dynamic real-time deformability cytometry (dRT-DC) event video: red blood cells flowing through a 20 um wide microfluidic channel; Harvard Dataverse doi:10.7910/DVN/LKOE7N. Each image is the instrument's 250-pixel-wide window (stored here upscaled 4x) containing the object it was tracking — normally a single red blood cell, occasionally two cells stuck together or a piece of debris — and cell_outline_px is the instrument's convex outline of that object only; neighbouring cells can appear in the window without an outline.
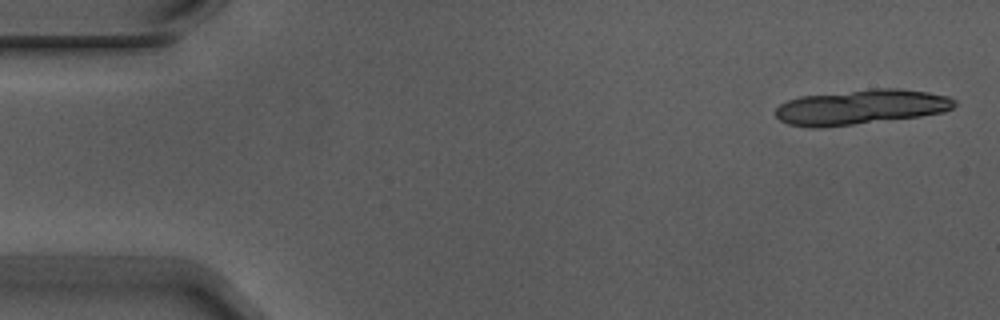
{"species": "Egyptian fruit bat (a non-hibernating species)", "species_latin": "Rousettus aegyptiacus", "temperature_condition": "warm", "stored_images_in_passage": 3, "camera_frame_rate_fps": 3000, "um_per_image_px": 0.085, "animal": {"sex": "male"}, "frame": {"image": 1, "passage_image": 1, "time_ms": 0.0, "image_size_px": [1000, 320], "cell_outline_px": [[956, 104], [952, 108], [944, 112], [920, 116], [820, 128], [812, 128], [788, 124], [780, 120], [776, 116], [776, 108], [780, 104], [788, 100], [800, 96], [872, 88], [900, 88], [928, 92], [948, 96], [956, 100]], "centroid_in_image_um": [73.18, 9.09], "position_along_channel_um": 11.8, "area_um2": 36.47}}